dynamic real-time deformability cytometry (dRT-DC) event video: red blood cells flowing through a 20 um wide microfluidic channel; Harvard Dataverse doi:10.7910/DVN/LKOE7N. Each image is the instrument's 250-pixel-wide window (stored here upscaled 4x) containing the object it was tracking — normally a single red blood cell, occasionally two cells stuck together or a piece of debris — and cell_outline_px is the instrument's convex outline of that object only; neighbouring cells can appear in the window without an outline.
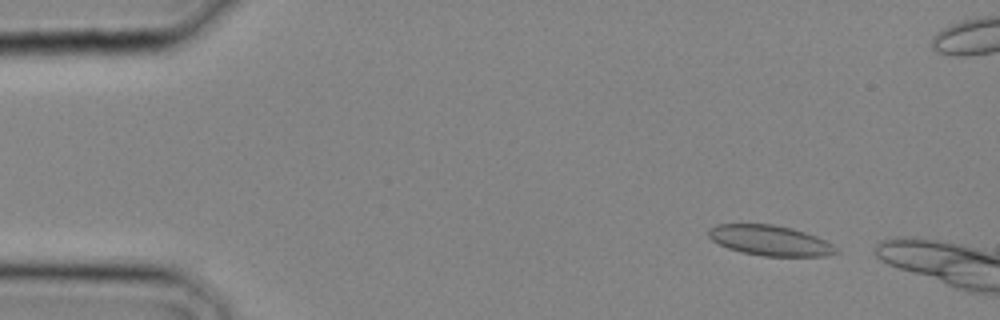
{"species": "common noctule bat (a hibernating species)", "species_latin": "Nyctalus noctula", "temperature_condition": "cold", "stored_images_in_passage": 25, "camera_frame_rate_fps": 3000, "um_per_image_px": 0.085, "animal": {"sex": "male", "body_mass_g": 20.4}, "frame": {"image": 1, "passage_image": 2, "time_ms": 0.333, "image_size_px": [1000, 320], "cell_outline_px": [[840, 252], [828, 256], [764, 256], [740, 252], [728, 248], [712, 240], [708, 236], [708, 228], [716, 224], [772, 224], [792, 228], [816, 236], [832, 244]], "centroid_in_image_um": [65.45, 20.44], "position_along_channel_um": 19.6, "area_um2": 22.54}}
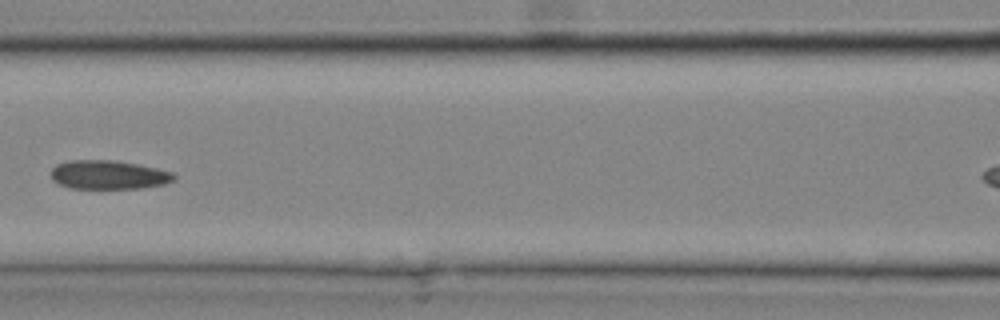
{"frame": {"image": 2, "passage_image": 12, "time_ms": 3.667, "image_size_px": [1000, 320], "cell_outline_px": [[176, 180], [164, 184], [140, 188], [68, 188], [52, 180], [52, 168], [56, 164], [68, 160], [116, 160], [140, 164], [172, 172], [176, 176]], "centroid_in_image_um": [9.24, 14.85], "position_along_channel_um": 157.4, "area_um2": 20.81}}
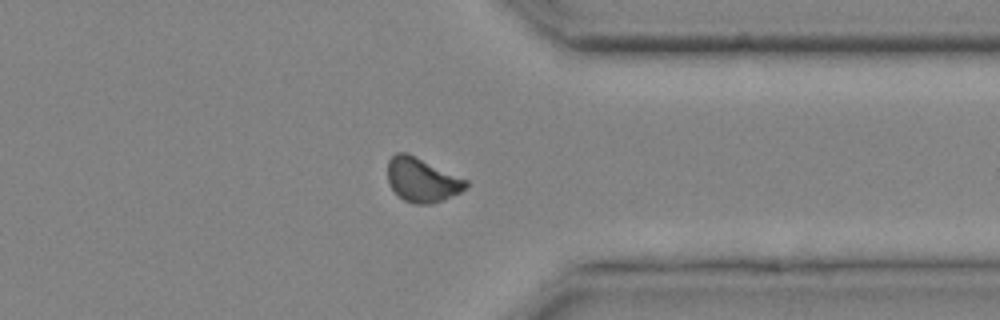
{"frame": {"image": 3, "passage_image": 22, "time_ms": 7.0, "image_size_px": [1000, 320], "cell_outline_px": [[468, 188], [460, 192], [432, 204], [416, 204], [404, 200], [392, 188], [388, 180], [388, 160], [396, 152], [408, 152], [468, 180]], "centroid_in_image_um": [35.89, 15.27], "position_along_channel_um": 375.5, "area_um2": 20.11}}